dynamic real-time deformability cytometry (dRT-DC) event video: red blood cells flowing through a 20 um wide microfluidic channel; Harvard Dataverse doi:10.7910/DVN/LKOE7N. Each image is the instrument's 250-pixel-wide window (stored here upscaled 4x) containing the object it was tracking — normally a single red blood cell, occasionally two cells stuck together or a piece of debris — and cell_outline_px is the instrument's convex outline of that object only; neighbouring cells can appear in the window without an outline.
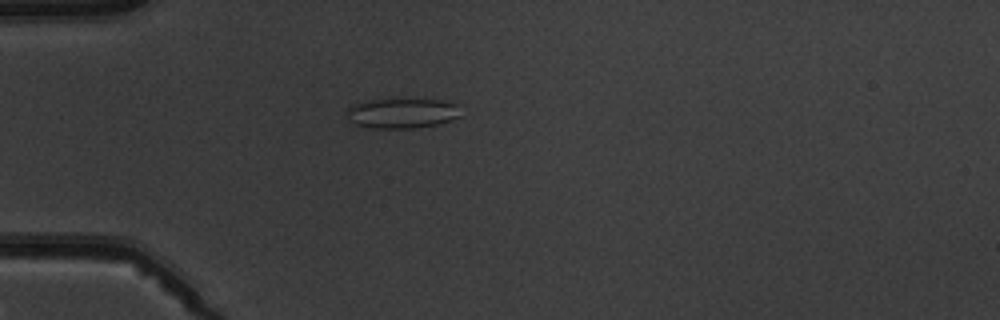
{"species": "common noctule bat (a hibernating species)", "species_latin": "Nyctalus noctula", "temperature_condition": "warm", "stored_images_in_passage": 5, "camera_frame_rate_fps": 3000, "um_per_image_px": 0.085, "animal": {"sex": "male", "body_mass_g": 19.5, "forearm_length_mm": 54.6}, "frame": {"image": 1, "passage_image": 4, "time_ms": 4.333, "image_size_px": [1000, 320], "cell_outline_px": [[460, 116], [452, 120], [436, 124], [416, 128], [372, 128], [356, 124], [352, 120], [348, 112], [348, 108], [352, 104], [368, 100], [396, 96], [424, 96], [448, 100], [456, 104]], "centroid_in_image_um": [34.25, 9.53], "position_along_channel_um": 50.7, "area_um2": 21.1}}